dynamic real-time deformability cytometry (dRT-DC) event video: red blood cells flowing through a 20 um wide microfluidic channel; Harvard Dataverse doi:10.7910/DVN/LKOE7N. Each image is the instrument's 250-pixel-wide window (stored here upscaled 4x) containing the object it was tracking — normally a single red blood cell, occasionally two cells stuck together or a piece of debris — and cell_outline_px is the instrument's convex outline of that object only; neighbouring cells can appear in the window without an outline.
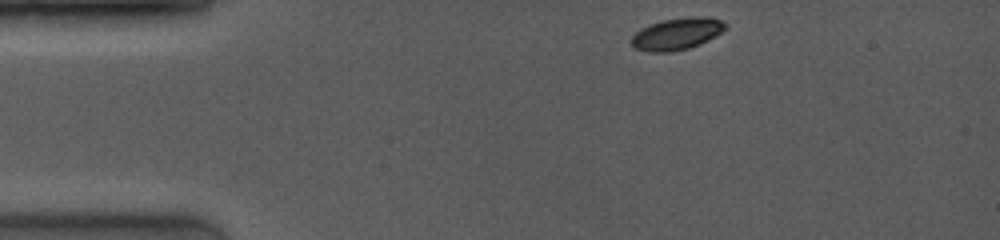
{"species": "common noctule bat (a hibernating species)", "species_latin": "Nyctalus noctula", "temperature_condition": "room temperature", "stored_images_in_passage": 5, "camera_frame_rate_fps": 4000, "um_per_image_px": 0.085, "animal": {"sex": "female", "body_mass_g": 19.0, "forearm_length_mm": 53.3}, "frame": {"image": 1, "passage_image": 1, "time_ms": 0.0, "image_size_px": [1000, 240], "cell_outline_px": [[728, 28], [708, 40], [700, 44], [688, 48], [672, 52], [648, 52], [632, 48], [632, 36], [640, 28], [664, 20], [692, 16], [708, 16], [720, 20], [728, 24]], "centroid_in_image_um": [57.56, 2.88], "position_along_channel_um": 27.4, "area_um2": 17.57}}
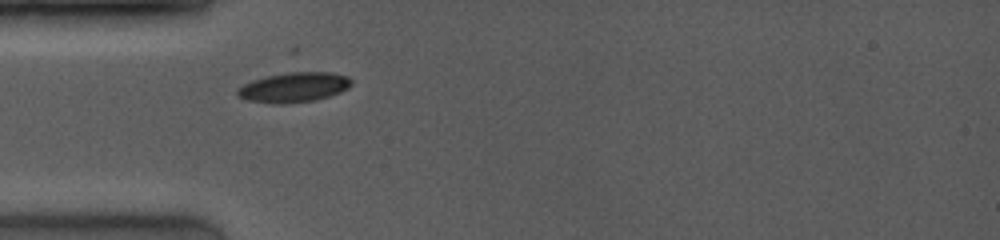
{"frame": {"image": 2, "passage_image": 4, "time_ms": 2.25, "image_size_px": [1000, 240], "cell_outline_px": [[352, 84], [348, 88], [340, 92], [316, 100], [280, 104], [276, 104], [248, 100], [236, 96], [236, 88], [252, 80], [264, 76], [296, 68], [332, 72], [348, 76], [352, 80]], "centroid_in_image_um": [24.98, 7.35], "position_along_channel_um": 60.0, "area_um2": 20.87}}